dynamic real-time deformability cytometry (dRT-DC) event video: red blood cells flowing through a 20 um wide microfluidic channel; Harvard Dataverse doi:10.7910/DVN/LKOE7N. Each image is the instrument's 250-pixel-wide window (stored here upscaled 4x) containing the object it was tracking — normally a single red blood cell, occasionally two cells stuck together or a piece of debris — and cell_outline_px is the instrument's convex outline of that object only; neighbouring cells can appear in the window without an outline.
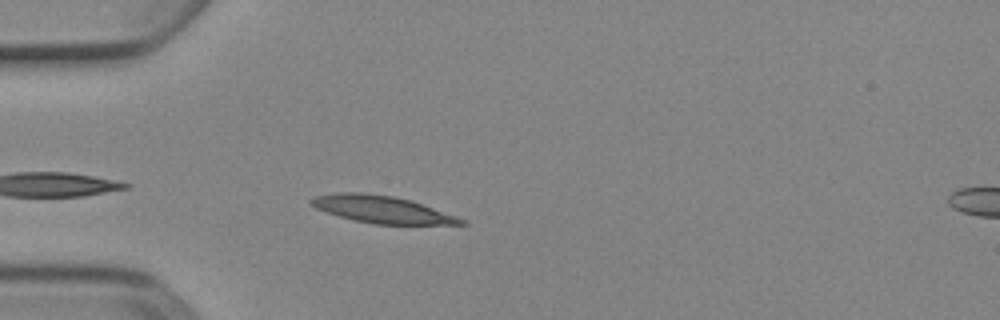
{"species": "Egyptian fruit bat (a non-hibernating species)", "species_latin": "Rousettus aegyptiacus", "temperature_condition": "cold", "stored_images_in_passage": 5, "segment_of_instrument_passage": [1, 2], "camera_frame_rate_fps": 3000, "um_per_image_px": 0.085, "animal": {"sex": "female"}, "frame": {"image": 1, "passage_image": 4, "time_ms": 1.0, "image_size_px": [1000, 320], "cell_outline_px": [[468, 224], [372, 224], [340, 216], [316, 208], [308, 204], [308, 200], [316, 196], [340, 192], [360, 192], [392, 196], [408, 200], [468, 220]], "centroid_in_image_um": [32.44, 17.8], "position_along_channel_um": 52.6, "area_um2": 23.29}}